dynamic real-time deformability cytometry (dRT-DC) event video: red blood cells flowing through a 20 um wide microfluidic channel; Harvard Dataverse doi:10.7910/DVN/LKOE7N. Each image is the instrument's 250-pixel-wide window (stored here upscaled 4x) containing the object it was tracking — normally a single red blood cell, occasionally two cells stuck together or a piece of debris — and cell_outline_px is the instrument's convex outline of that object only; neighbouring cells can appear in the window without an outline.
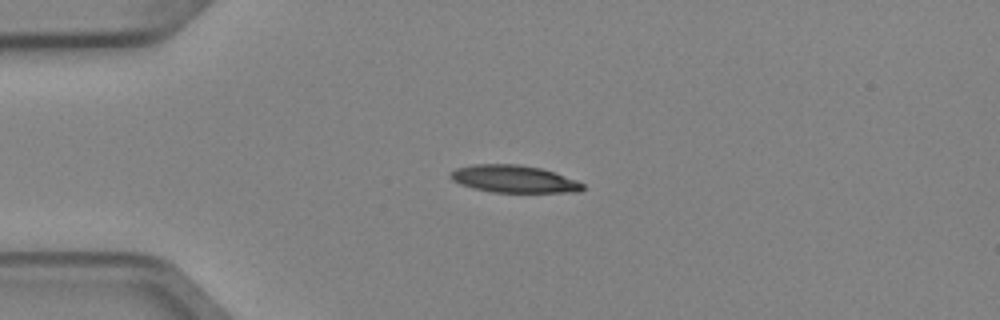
{"species": "Egyptian fruit bat (a non-hibernating species)", "species_latin": "Rousettus aegyptiacus", "temperature_condition": "cold", "stored_images_in_passage": 5, "camera_frame_rate_fps": 3000, "um_per_image_px": 0.085, "animal": {"sex": "female"}, "frame": {"image": 1, "passage_image": 3, "time_ms": 0.667, "image_size_px": [1000, 320], "cell_outline_px": [[584, 188], [580, 192], [492, 192], [472, 188], [460, 184], [452, 180], [448, 176], [448, 172], [456, 168], [472, 164], [520, 164], [540, 168], [556, 172], [576, 180], [584, 184]], "centroid_in_image_um": [43.65, 15.2], "position_along_channel_um": 41.4, "area_um2": 21.33}}
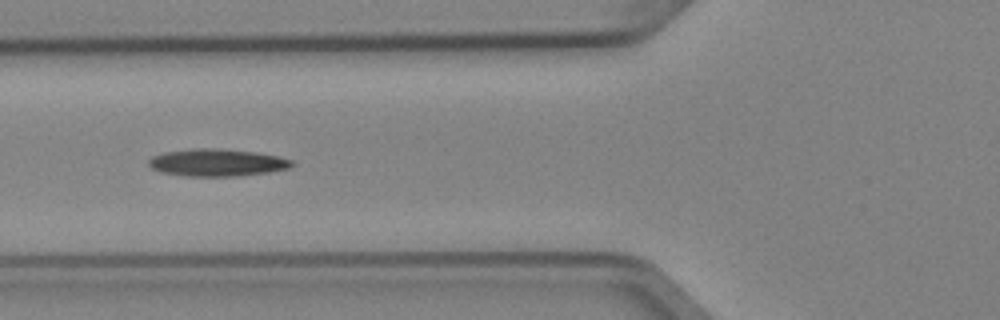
{"frame": {"image": 2, "passage_image": 5, "time_ms": 1.333, "image_size_px": [1000, 320], "cell_outline_px": [[296, 164], [288, 168], [268, 172], [236, 176], [184, 176], [160, 172], [152, 168], [148, 164], [148, 160], [152, 156], [164, 152], [192, 148], [216, 148], [256, 152], [280, 156], [292, 160]], "centroid_in_image_um": [18.44, 13.81], "position_along_channel_um": 107.4, "area_um2": 22.95}}